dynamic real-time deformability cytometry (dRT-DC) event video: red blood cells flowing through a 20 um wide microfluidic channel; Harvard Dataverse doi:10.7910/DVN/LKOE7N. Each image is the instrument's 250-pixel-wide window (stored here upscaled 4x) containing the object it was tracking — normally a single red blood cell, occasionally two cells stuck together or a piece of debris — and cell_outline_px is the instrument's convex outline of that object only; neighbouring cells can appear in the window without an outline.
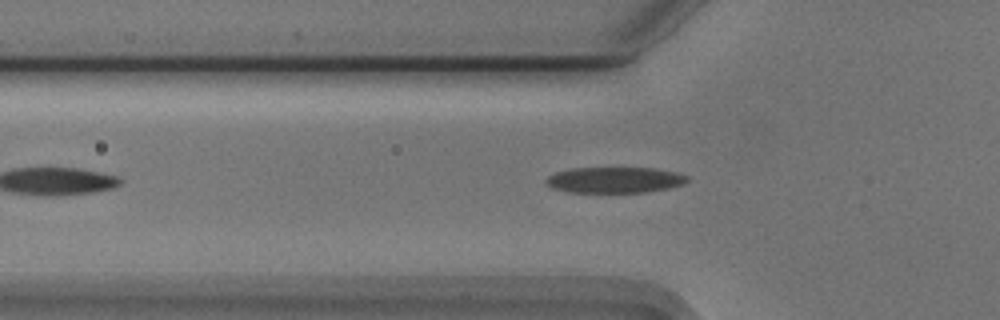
{"species": "Egyptian fruit bat (a non-hibernating species)", "species_latin": "Rousettus aegyptiacus", "temperature_condition": "cold", "stored_images_in_passage": 45, "camera_frame_rate_fps": 3000, "um_per_image_px": 0.085, "animal": {"sex": "male"}, "frame": {"image": 1, "passage_image": 8, "time_ms": 2.333, "image_size_px": [1000, 320], "cell_outline_px": [[688, 180], [684, 184], [668, 188], [644, 192], [568, 192], [552, 188], [544, 180], [548, 176], [556, 172], [572, 168], [656, 168], [676, 172], [688, 176]], "centroid_in_image_um": [52.25, 15.29], "position_along_channel_um": 73.5, "area_um2": 21.27}}
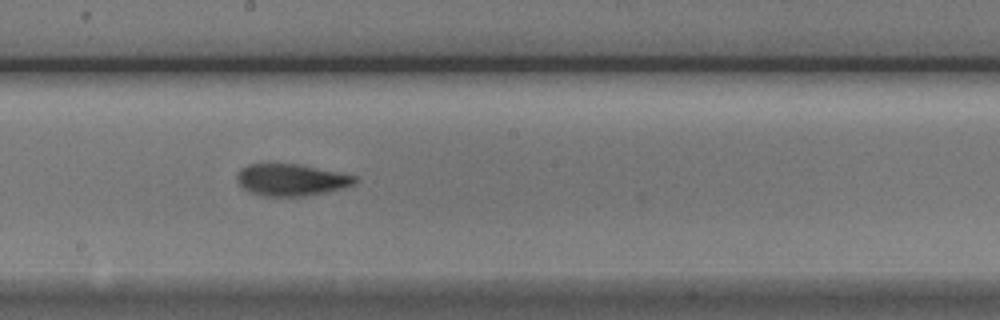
{"frame": {"image": 2, "passage_image": 20, "time_ms": 6.333, "image_size_px": [1000, 320], "cell_outline_px": [[356, 184], [344, 188], [304, 196], [264, 196], [252, 192], [244, 188], [236, 180], [236, 172], [240, 168], [248, 164], [296, 164], [356, 176]], "centroid_in_image_um": [24.72, 15.29], "position_along_channel_um": 223.5, "area_um2": 21.62}}
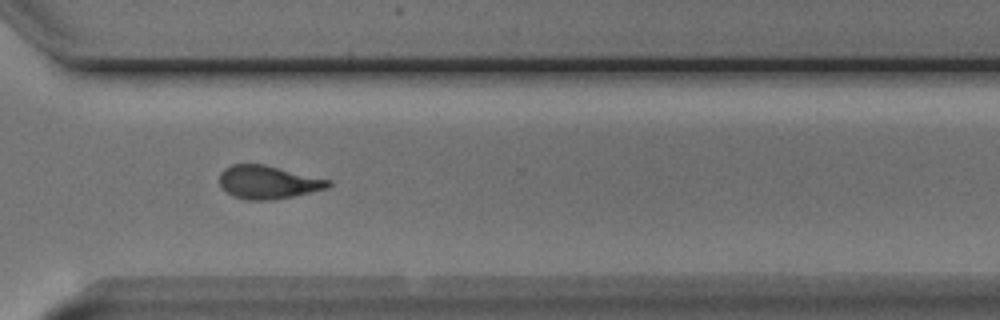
{"frame": {"image": 3, "passage_image": 30, "time_ms": 9.667, "image_size_px": [1000, 320], "cell_outline_px": [[332, 184], [328, 188], [292, 196], [272, 200], [248, 200], [236, 196], [228, 192], [220, 184], [220, 172], [224, 168], [232, 164], [264, 164], [332, 180]], "centroid_in_image_um": [22.81, 15.47], "position_along_channel_um": 347.8, "area_um2": 20.92}, "authors_computed_cell_mechanics": {"area_um2": 21.386, "velocity_mm_per_s": 3.7393, "shape_relaxation_time_tau1_ms": 3.2004, "shape_relaxation_time_tau2_ms": 2.9815, "deformation_change_tau1": 0.1495, "deformation_change_tau2": 0.1144}}